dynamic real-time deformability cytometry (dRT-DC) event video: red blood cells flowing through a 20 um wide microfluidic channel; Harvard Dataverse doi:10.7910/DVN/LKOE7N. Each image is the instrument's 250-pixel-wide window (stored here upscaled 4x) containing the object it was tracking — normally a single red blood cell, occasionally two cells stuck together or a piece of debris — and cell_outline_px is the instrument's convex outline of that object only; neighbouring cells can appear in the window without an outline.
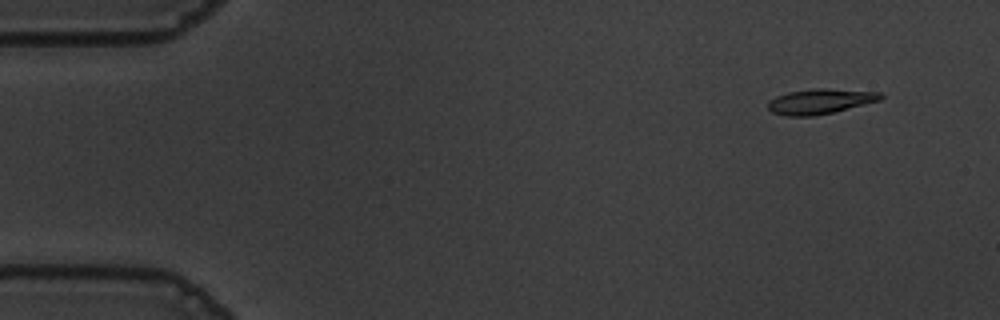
{"species": "common noctule bat (a hibernating species)", "species_latin": "Nyctalus noctula", "temperature_condition": "warm", "stored_images_in_passage": 50, "camera_frame_rate_fps": 3000, "um_per_image_px": 0.085, "animal": {"sex": "male", "body_mass_g": 19.5, "forearm_length_mm": 54.6}, "frame": {"image": 1, "passage_image": 1, "time_ms": 0.0, "image_size_px": [1000, 320], "cell_outline_px": [[884, 96], [880, 100], [832, 112], [812, 116], [788, 116], [772, 112], [768, 108], [768, 100], [776, 96], [788, 92], [816, 88], [824, 88], [880, 92]], "centroid_in_image_um": [69.68, 8.61], "position_along_channel_um": 15.3, "area_um2": 16.3}}
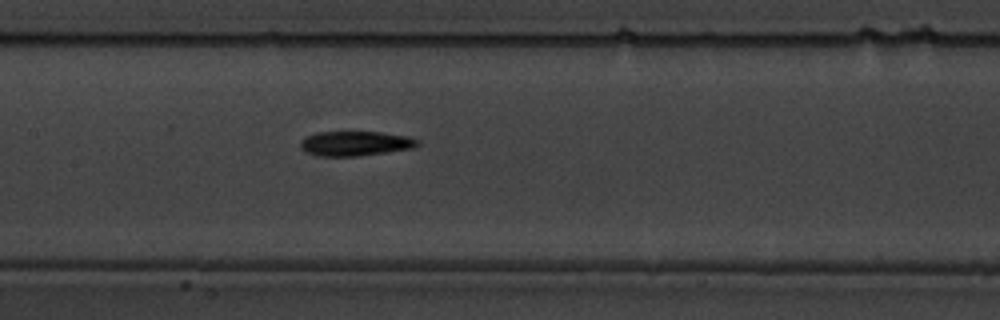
{"frame": {"image": 2, "passage_image": 23, "time_ms": 7.333, "image_size_px": [1000, 320], "cell_outline_px": [[420, 144], [412, 148], [356, 156], [320, 156], [304, 152], [300, 148], [300, 140], [304, 136], [316, 132], [380, 132], [408, 136], [420, 140]], "centroid_in_image_um": [30.15, 12.19], "position_along_channel_um": 177.2, "area_um2": 16.94}}
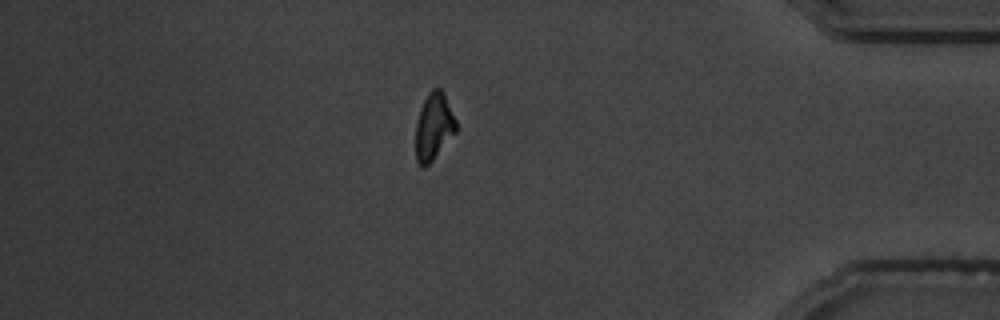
{"frame": {"image": 3, "passage_image": 44, "time_ms": 14.333, "image_size_px": [1000, 320], "cell_outline_px": [[456, 132], [432, 160], [424, 168], [416, 160], [416, 124], [420, 108], [428, 92], [432, 88], [440, 88], [444, 92], [456, 120]], "centroid_in_image_um": [36.87, 10.73], "position_along_channel_um": 398.3, "area_um2": 15.66}, "authors_computed_cell_mechanics": {"area_um2": 16.4152, "velocity_mm_per_s": 3.6498, "shape_relaxation_time_tau1_ms": 4.4682, "shape_relaxation_time_tau2_ms": null, "deformation_change_tau1": 0.1555, "deformation_change_tau2": null}}